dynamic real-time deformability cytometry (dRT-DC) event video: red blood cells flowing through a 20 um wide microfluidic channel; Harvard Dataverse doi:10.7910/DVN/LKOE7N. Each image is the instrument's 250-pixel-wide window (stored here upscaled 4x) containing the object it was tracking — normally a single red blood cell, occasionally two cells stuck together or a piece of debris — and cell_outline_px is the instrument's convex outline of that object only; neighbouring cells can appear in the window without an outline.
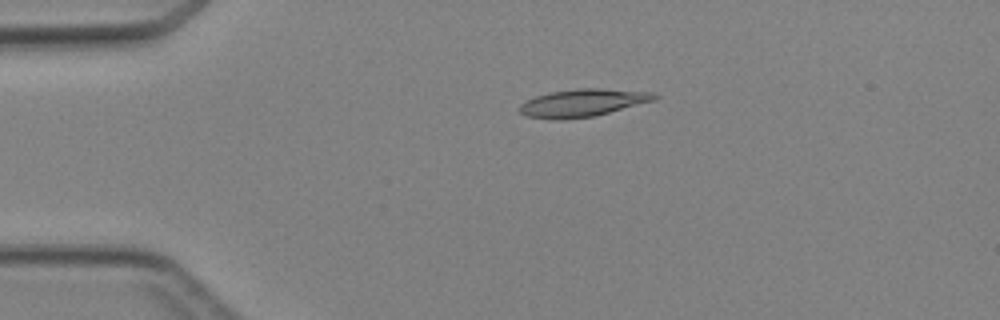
{"species": "Egyptian fruit bat (a non-hibernating species)", "species_latin": "Rousettus aegyptiacus", "temperature_condition": "cold", "stored_images_in_passage": 1, "camera_frame_rate_fps": 3000, "um_per_image_px": 0.085, "animal": {"sex": "female"}, "frame": {"image": 1, "passage_image": 1, "time_ms": 0.0, "image_size_px": [1000, 320], "cell_outline_px": [[660, 96], [656, 100], [592, 116], [564, 120], [552, 120], [528, 116], [520, 112], [520, 104], [536, 96], [552, 92], [576, 88], [600, 88], [652, 92]], "centroid_in_image_um": [49.55, 8.74], "position_along_channel_um": 35.5, "area_um2": 21.56}}